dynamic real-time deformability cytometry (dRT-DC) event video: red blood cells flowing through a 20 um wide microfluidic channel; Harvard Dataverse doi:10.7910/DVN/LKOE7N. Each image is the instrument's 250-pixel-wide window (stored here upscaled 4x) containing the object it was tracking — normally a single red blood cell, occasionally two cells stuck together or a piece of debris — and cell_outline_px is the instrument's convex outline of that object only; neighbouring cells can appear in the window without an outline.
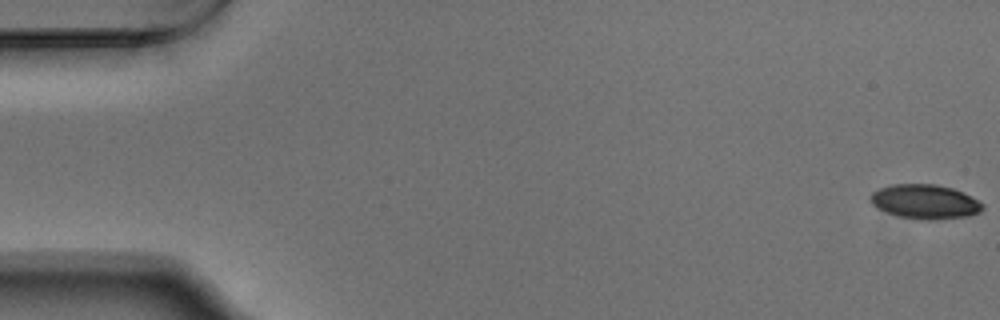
{"species": "Egyptian fruit bat (a non-hibernating species)", "species_latin": "Rousettus aegyptiacus", "temperature_condition": "warm", "stored_images_in_passage": 54, "camera_frame_rate_fps": 3000, "um_per_image_px": 0.085, "animal": {"sex": "male"}, "frame": {"image": 1, "passage_image": 1, "time_ms": 0.0, "image_size_px": [1000, 320], "cell_outline_px": [[984, 208], [980, 212], [968, 216], [928, 220], [924, 220], [900, 216], [876, 208], [872, 204], [872, 192], [880, 188], [892, 184], [936, 184], [952, 188], [964, 192], [984, 204]], "centroid_in_image_um": [78.66, 17.13], "position_along_channel_um": 6.3, "area_um2": 22.31}}
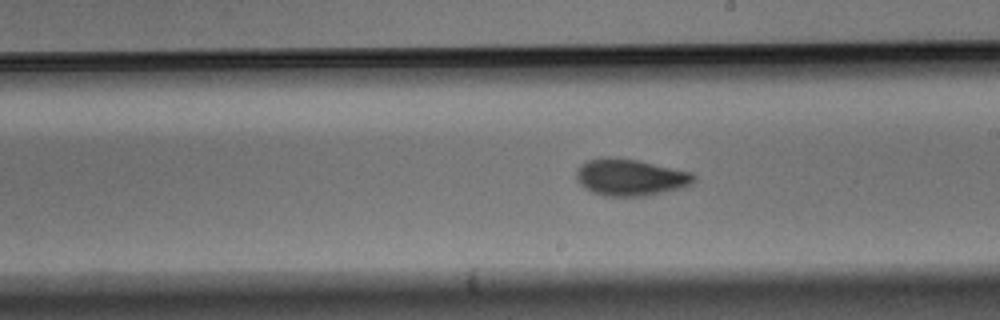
{"frame": {"image": 2, "passage_image": 31, "time_ms": 10.0, "image_size_px": [1000, 320], "cell_outline_px": [[696, 180], [692, 184], [684, 188], [644, 196], [604, 196], [592, 192], [584, 188], [576, 180], [576, 168], [580, 164], [588, 160], [600, 156], [608, 156], [636, 160], [692, 172], [696, 176]], "centroid_in_image_um": [53.56, 15.07], "position_along_channel_um": 235.4, "area_um2": 25.55}}
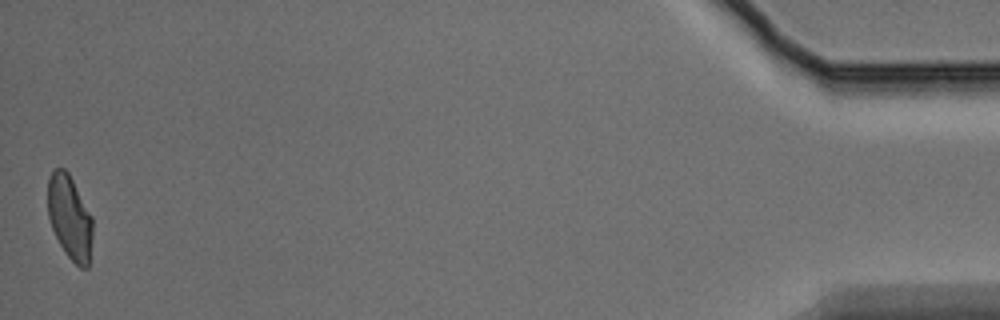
{"frame": {"image": 3, "passage_image": 54, "time_ms": 17.667, "image_size_px": [1000, 320], "cell_outline_px": [[92, 236], [88, 268], [80, 268], [64, 252], [52, 228], [48, 216], [48, 180], [52, 172], [56, 168], [64, 168], [68, 172], [92, 216]], "centroid_in_image_um": [5.93, 18.49], "position_along_channel_um": 429.3, "area_um2": 21.79}, "authors_computed_cell_mechanics": {"area_um2": 23.6691, "velocity_mm_per_s": 3.7489, "shape_relaxation_time_tau1_ms": 4.312, "shape_relaxation_time_tau2_ms": 2.4447, "deformation_change_tau1": 0.1285, "deformation_change_tau2": 0.0705}}